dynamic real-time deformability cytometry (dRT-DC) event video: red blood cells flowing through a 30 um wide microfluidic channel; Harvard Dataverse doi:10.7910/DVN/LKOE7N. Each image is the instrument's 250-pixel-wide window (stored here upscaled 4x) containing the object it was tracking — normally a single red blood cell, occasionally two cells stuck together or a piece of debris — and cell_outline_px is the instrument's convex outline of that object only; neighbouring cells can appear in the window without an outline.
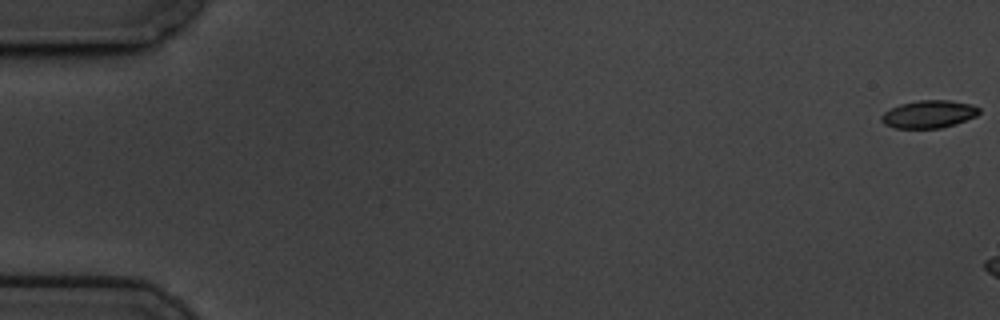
{"species": "common noctule bat (a hibernating species)", "species_latin": "Nyctalus noctula", "temperature_condition": "cold", "stored_images_in_passage": 16, "camera_frame_rate_fps": 3000, "um_per_image_px": 0.085, "animal": {"sex": "male", "body_mass_g": 19.5, "forearm_length_mm": 54.6}, "frame": {"image": 1, "passage_image": 1, "time_ms": 0.0, "image_size_px": [1000, 320], "cell_outline_px": [[980, 112], [976, 116], [956, 124], [940, 128], [892, 128], [884, 124], [880, 120], [880, 116], [884, 112], [900, 104], [920, 100], [948, 100], [972, 104], [980, 108]], "centroid_in_image_um": [78.94, 9.71], "position_along_channel_um": 6.1, "area_um2": 15.84}}